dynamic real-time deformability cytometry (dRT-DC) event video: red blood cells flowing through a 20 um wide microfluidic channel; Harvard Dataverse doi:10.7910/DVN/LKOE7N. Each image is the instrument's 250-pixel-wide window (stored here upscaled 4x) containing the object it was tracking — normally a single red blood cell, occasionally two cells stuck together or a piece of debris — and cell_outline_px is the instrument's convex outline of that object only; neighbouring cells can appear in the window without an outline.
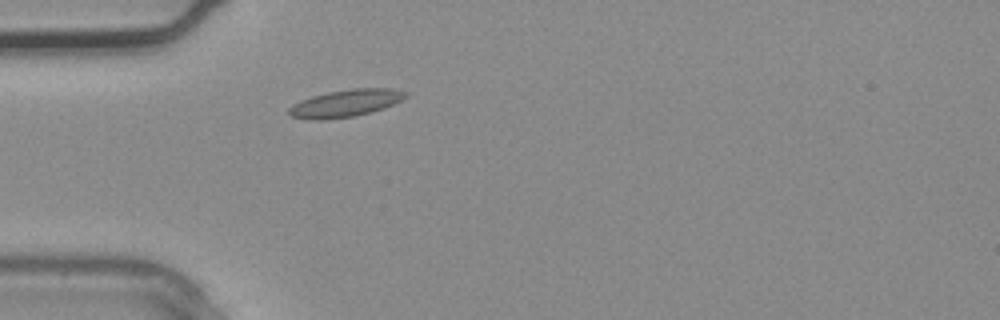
{"species": "common noctule bat (a hibernating species)", "species_latin": "Nyctalus noctula", "temperature_condition": "warm", "stored_images_in_passage": 1, "camera_frame_rate_fps": 3000, "um_per_image_px": 0.085, "animal": {"sex": "male", "body_mass_g": 20.4}, "frame": {"image": 1, "passage_image": 1, "time_ms": 0.0, "image_size_px": [1000, 320], "cell_outline_px": [[408, 96], [384, 108], [372, 112], [356, 116], [324, 120], [308, 120], [292, 116], [288, 112], [288, 108], [292, 104], [300, 100], [312, 96], [328, 92], [352, 88], [388, 88], [408, 92]], "centroid_in_image_um": [29.35, 8.78], "position_along_channel_um": 55.7, "area_um2": 18.67}}